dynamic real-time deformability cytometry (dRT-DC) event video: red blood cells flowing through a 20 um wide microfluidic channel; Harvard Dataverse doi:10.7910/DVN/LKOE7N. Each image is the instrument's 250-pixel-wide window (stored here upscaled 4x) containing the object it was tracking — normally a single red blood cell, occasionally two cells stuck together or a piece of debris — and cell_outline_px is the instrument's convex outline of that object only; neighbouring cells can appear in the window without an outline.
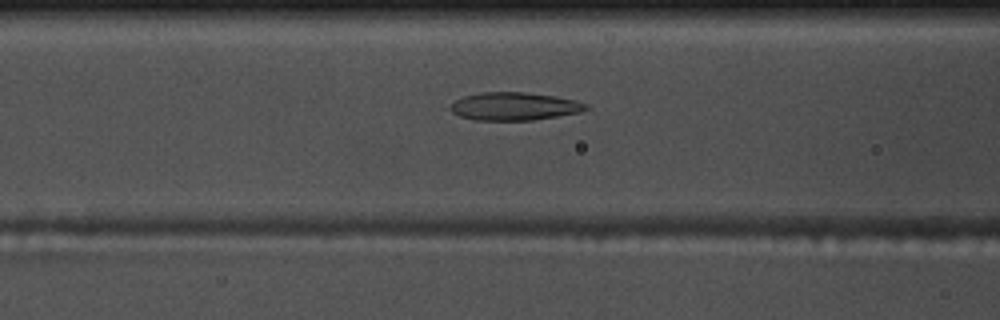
{"species": "common noctule bat (a hibernating species)", "species_latin": "Nyctalus noctula", "temperature_condition": "warm", "stored_images_in_passage": 55, "camera_frame_rate_fps": 3000, "um_per_image_px": 0.085, "animal": {"sex": "male", "body_mass_g": 17.5, "forearm_length_mm": 52.3}, "frame": {"image": 1, "passage_image": 22, "time_ms": 7.0, "image_size_px": [1000, 320], "cell_outline_px": [[592, 108], [580, 112], [532, 120], [472, 120], [460, 116], [452, 112], [448, 108], [456, 100], [464, 96], [480, 92], [524, 92], [556, 96], [576, 100], [588, 104]], "centroid_in_image_um": [43.74, 9.03], "position_along_channel_um": 122.9, "area_um2": 22.2}}
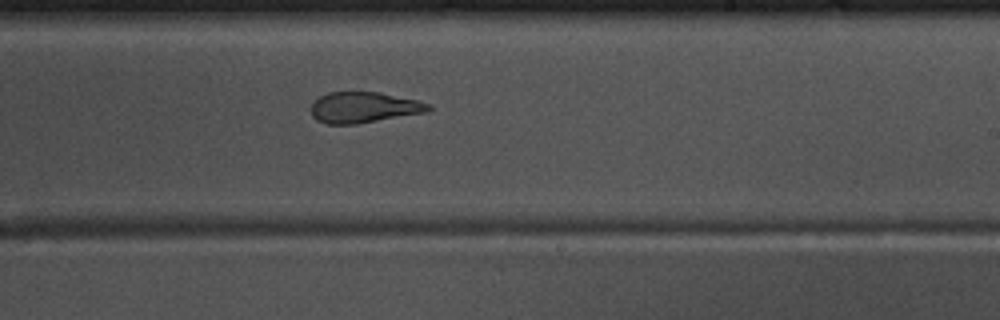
{"frame": {"image": 2, "passage_image": 33, "time_ms": 10.667, "image_size_px": [1000, 320], "cell_outline_px": [[432, 108], [428, 112], [356, 124], [328, 124], [316, 120], [312, 116], [308, 108], [320, 96], [328, 92], [380, 92], [416, 100], [432, 104]], "centroid_in_image_um": [30.91, 9.13], "position_along_channel_um": 258.1, "area_um2": 21.27}}
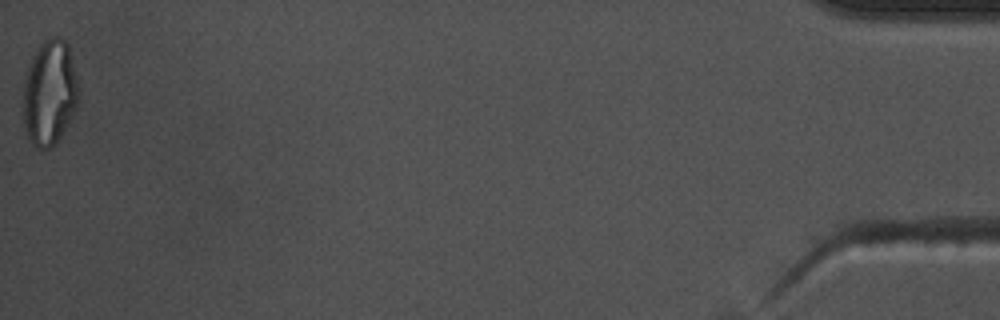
{"frame": {"image": 3, "passage_image": 55, "time_ms": 18.0, "image_size_px": [1000, 320], "cell_outline_px": [[80, 100], [72, 116], [56, 144], [40, 152], [28, 140], [24, 128], [24, 76], [32, 56], [36, 48], [48, 36], [56, 36], [64, 40], [68, 44], [80, 92]], "centroid_in_image_um": [4.21, 7.9], "position_along_channel_um": 431.0, "area_um2": 34.56}, "authors_computed_cell_mechanics": {"area_um2": 23.2934, "velocity_mm_per_s": 3.6967, "shape_relaxation_time_tau1_ms": null, "shape_relaxation_time_tau2_ms": 2.3509, "deformation_change_tau1": null, "deformation_change_tau2": 0.1181}}